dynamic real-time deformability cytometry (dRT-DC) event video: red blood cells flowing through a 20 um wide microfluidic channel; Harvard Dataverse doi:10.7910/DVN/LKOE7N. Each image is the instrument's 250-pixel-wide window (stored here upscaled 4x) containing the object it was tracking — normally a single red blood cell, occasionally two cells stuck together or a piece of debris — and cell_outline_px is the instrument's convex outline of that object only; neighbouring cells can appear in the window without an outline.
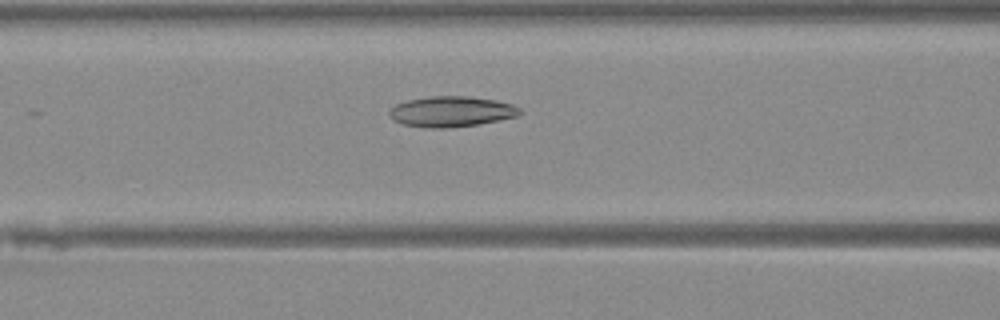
{"species": "Egyptian fruit bat (a non-hibernating species)", "species_latin": "Rousettus aegyptiacus", "temperature_condition": "warm", "stored_images_in_passage": 8, "camera_frame_rate_fps": 3000, "um_per_image_px": 0.085, "animal": {"sex": "female"}, "frame": {"image": 1, "passage_image": 5, "time_ms": 1.333, "image_size_px": [1000, 320], "cell_outline_px": [[524, 112], [516, 116], [500, 120], [476, 124], [444, 128], [432, 128], [404, 124], [392, 120], [388, 116], [388, 112], [396, 104], [408, 100], [428, 96], [468, 96], [496, 100], [512, 104], [520, 108]], "centroid_in_image_um": [38.37, 9.47], "position_along_channel_um": 128.2, "area_um2": 23.18}}
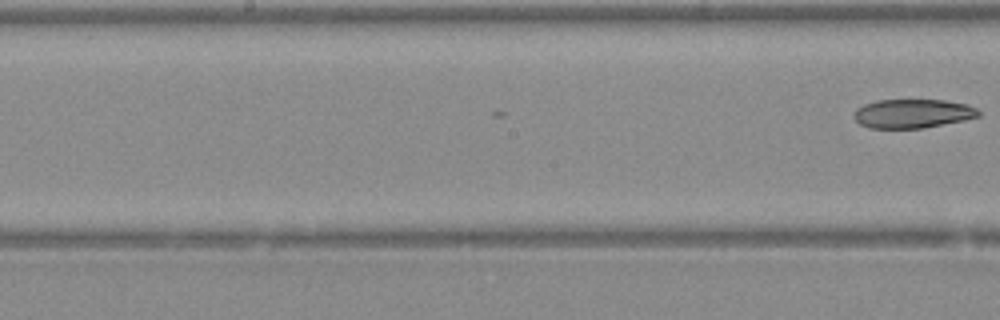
{"frame": {"image": 2, "passage_image": 8, "time_ms": 2.333, "image_size_px": [1000, 320], "cell_outline_px": [[980, 116], [964, 120], [920, 128], [868, 128], [860, 124], [852, 116], [856, 108], [864, 104], [876, 100], [944, 100], [964, 104], [976, 108], [980, 112]], "centroid_in_image_um": [77.53, 9.65], "position_along_channel_um": 170.7, "area_um2": 20.92}}